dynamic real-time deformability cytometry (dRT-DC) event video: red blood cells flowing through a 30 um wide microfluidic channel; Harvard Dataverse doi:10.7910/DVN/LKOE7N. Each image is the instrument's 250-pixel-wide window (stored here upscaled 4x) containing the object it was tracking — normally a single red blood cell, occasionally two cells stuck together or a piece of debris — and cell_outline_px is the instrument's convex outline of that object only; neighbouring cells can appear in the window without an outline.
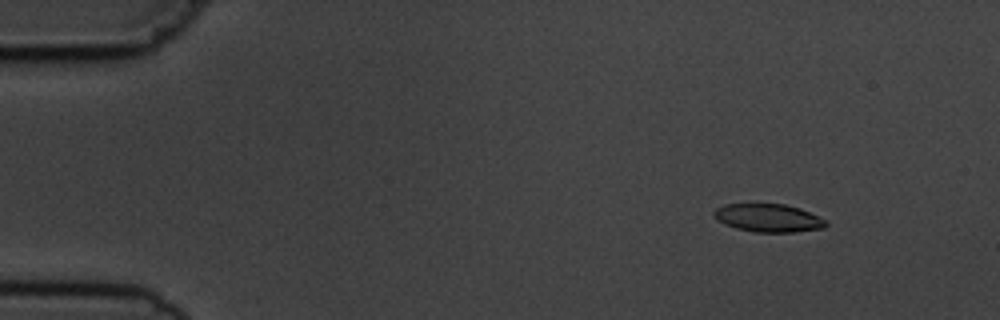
{"species": "common noctule bat (a hibernating species)", "species_latin": "Nyctalus noctula", "temperature_condition": "cold", "stored_images_in_passage": 5, "segment_of_instrument_passage": [1, 2], "camera_frame_rate_fps": 3000, "um_per_image_px": 0.085, "animal": {"sex": "male", "body_mass_g": 19.5, "forearm_length_mm": 54.6}, "frame": {"image": 1, "passage_image": 2, "time_ms": 1.0, "image_size_px": [1000, 320], "cell_outline_px": [[828, 224], [824, 228], [796, 232], [756, 232], [736, 228], [724, 224], [716, 220], [712, 216], [712, 212], [716, 208], [724, 204], [756, 200], [784, 204], [800, 208], [828, 220]], "centroid_in_image_um": [65.25, 18.47], "position_along_channel_um": 19.7, "area_um2": 19.42}}